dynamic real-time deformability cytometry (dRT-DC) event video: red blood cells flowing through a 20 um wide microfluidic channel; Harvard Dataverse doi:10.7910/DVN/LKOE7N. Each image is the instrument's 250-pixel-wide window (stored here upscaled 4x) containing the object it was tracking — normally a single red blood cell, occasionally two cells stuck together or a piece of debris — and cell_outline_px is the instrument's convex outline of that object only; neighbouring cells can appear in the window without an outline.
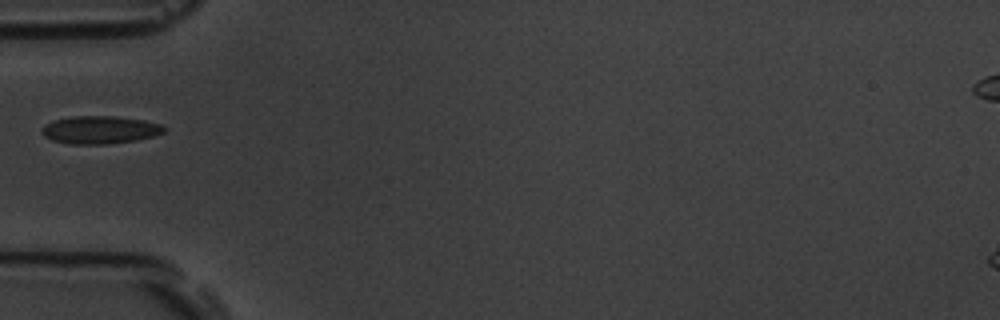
{"species": "common noctule bat (a hibernating species)", "species_latin": "Nyctalus noctula", "temperature_condition": "room temperature", "stored_images_in_passage": 38, "camera_frame_rate_fps": 3000, "um_per_image_px": 0.085, "animal": {"sex": "male", "body_mass_g": 19.5, "forearm_length_mm": 54.6}, "frame": {"image": 1, "passage_image": 1, "time_ms": 0.0, "image_size_px": [1000, 320], "cell_outline_px": [[168, 128], [164, 132], [152, 136], [136, 140], [104, 144], [72, 144], [52, 140], [44, 136], [40, 132], [40, 128], [44, 124], [52, 120], [72, 116], [116, 116], [144, 120], [160, 124]], "centroid_in_image_um": [8.45, 11.02], "position_along_channel_um": 76.5, "area_um2": 19.94}}
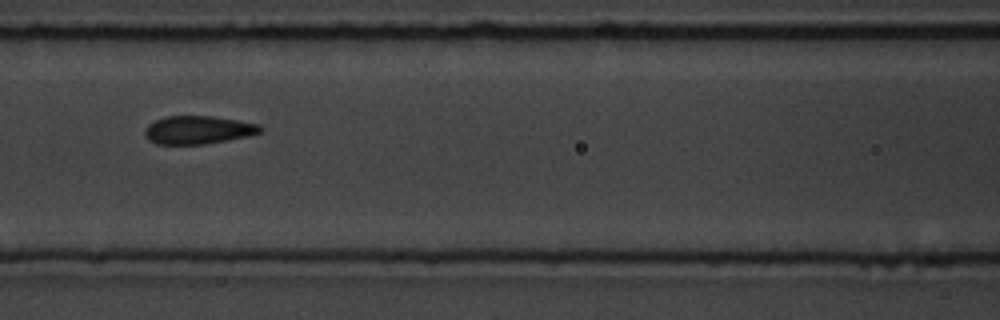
{"frame": {"image": 2, "passage_image": 7, "time_ms": 2.0, "image_size_px": [1000, 320], "cell_outline_px": [[264, 132], [248, 136], [228, 140], [204, 144], [156, 144], [148, 140], [144, 136], [144, 132], [148, 124], [156, 120], [168, 116], [212, 116], [260, 124], [264, 128]], "centroid_in_image_um": [16.86, 11.05], "position_along_channel_um": 149.7, "area_um2": 19.07}}
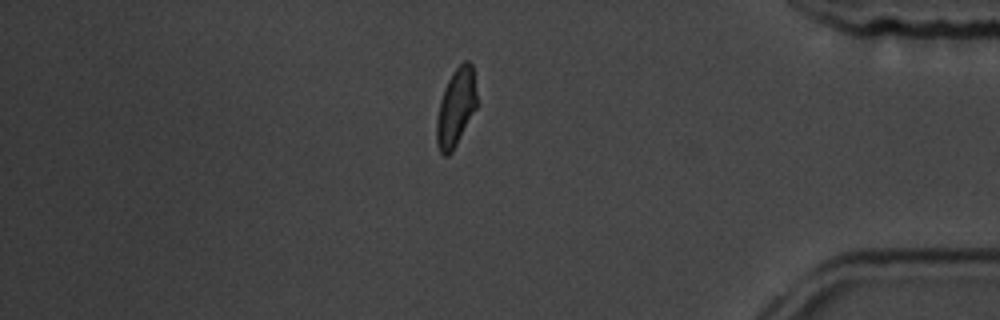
{"frame": {"image": 3, "passage_image": 30, "time_ms": 9.667, "image_size_px": [1000, 320], "cell_outline_px": [[476, 108], [452, 152], [448, 156], [444, 156], [440, 152], [436, 144], [436, 120], [440, 100], [444, 88], [452, 72], [464, 60], [468, 60], [472, 64], [476, 92]], "centroid_in_image_um": [38.73, 9.14], "position_along_channel_um": 396.5, "area_um2": 18.21}}